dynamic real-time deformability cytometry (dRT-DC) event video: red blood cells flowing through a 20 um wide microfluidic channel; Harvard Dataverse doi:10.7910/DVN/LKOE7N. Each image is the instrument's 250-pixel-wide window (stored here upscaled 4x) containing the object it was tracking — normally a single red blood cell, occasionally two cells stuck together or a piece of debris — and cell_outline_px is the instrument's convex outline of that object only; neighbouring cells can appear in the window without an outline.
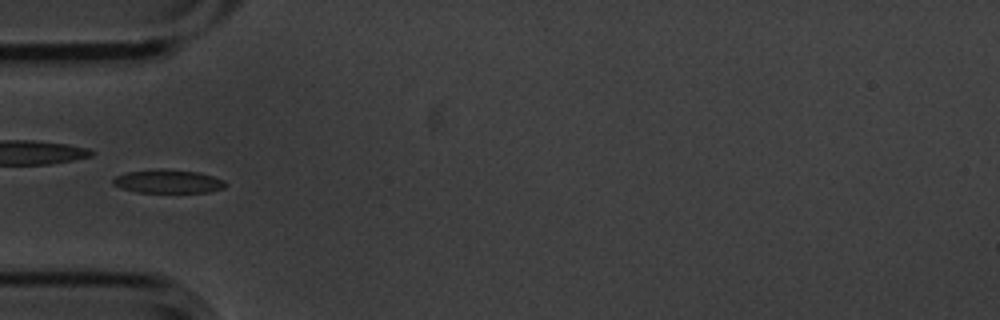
{"species": "common noctule bat (a hibernating species)", "species_latin": "Nyctalus noctula", "temperature_condition": "cold", "stored_images_in_passage": 7, "camera_frame_rate_fps": 3000, "um_per_image_px": 0.085, "animal": {"sex": "male", "body_mass_g": 20.1, "forearm_length_mm": 53.5}, "frame": {"image": 1, "passage_image": 6, "time_ms": 1.667, "image_size_px": [1000, 320], "cell_outline_px": [[228, 184], [224, 188], [208, 192], [136, 192], [120, 188], [112, 184], [112, 180], [116, 176], [124, 172], [160, 168], [164, 168], [200, 172], [224, 180]], "centroid_in_image_um": [14.27, 15.4], "position_along_channel_um": 70.7, "area_um2": 15.66}}